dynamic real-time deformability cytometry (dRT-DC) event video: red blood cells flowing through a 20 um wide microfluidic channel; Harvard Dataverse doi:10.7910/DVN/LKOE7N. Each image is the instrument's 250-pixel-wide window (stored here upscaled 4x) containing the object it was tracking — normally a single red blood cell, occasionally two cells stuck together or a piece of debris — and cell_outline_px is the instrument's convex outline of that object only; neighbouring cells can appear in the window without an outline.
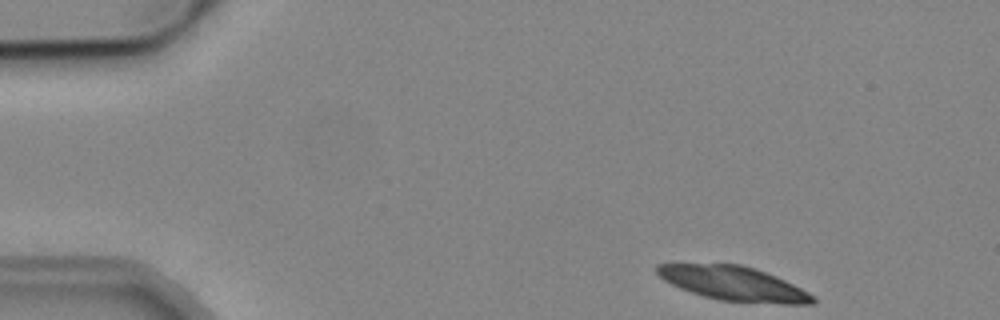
{"species": "common noctule bat (a hibernating species)", "species_latin": "Nyctalus noctula", "temperature_condition": "cold", "stored_images_in_passage": 3, "camera_frame_rate_fps": 3000, "um_per_image_px": 0.085, "animal": {"sex": "male", "body_mass_g": 19.2, "forearm_length_mm": 51.8}, "frame": {"image": 1, "passage_image": 1, "time_ms": 0.0, "image_size_px": [1000, 320], "cell_outline_px": [[816, 304], [780, 304], [720, 300], [704, 296], [680, 288], [664, 280], [656, 272], [656, 264], [740, 264], [756, 268], [776, 276], [816, 296]], "centroid_in_image_um": [62.39, 24.1], "position_along_channel_um": 22.6, "area_um2": 30.92}}